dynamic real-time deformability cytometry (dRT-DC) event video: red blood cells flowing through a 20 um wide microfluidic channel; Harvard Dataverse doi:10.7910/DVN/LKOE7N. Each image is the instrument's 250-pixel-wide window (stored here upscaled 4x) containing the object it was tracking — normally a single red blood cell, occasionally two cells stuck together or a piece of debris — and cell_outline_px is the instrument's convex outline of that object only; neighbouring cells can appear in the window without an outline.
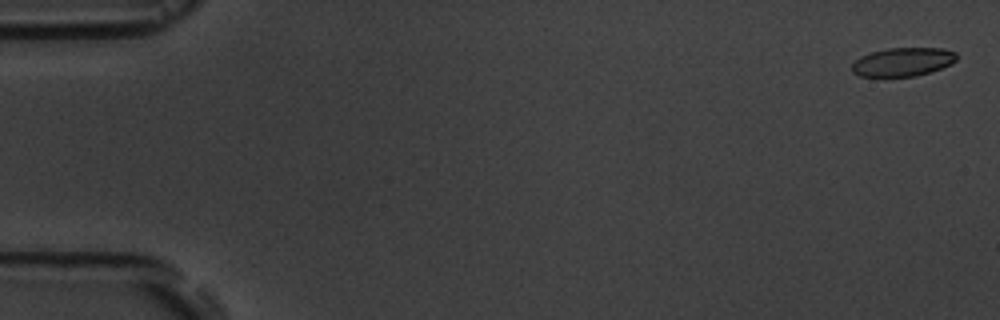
{"species": "common noctule bat (a hibernating species)", "species_latin": "Nyctalus noctula", "temperature_condition": "room temperature", "stored_images_in_passage": 17, "camera_frame_rate_fps": 3000, "um_per_image_px": 0.085, "animal": {"sex": "male", "body_mass_g": 19.5, "forearm_length_mm": 54.6}, "frame": {"image": 1, "passage_image": 1, "time_ms": 0.0, "image_size_px": [1000, 320], "cell_outline_px": [[956, 60], [952, 64], [916, 76], [884, 80], [860, 76], [852, 72], [852, 64], [860, 56], [872, 52], [888, 48], [944, 48], [956, 52]], "centroid_in_image_um": [76.68, 5.31], "position_along_channel_um": 8.3, "area_um2": 18.15}}
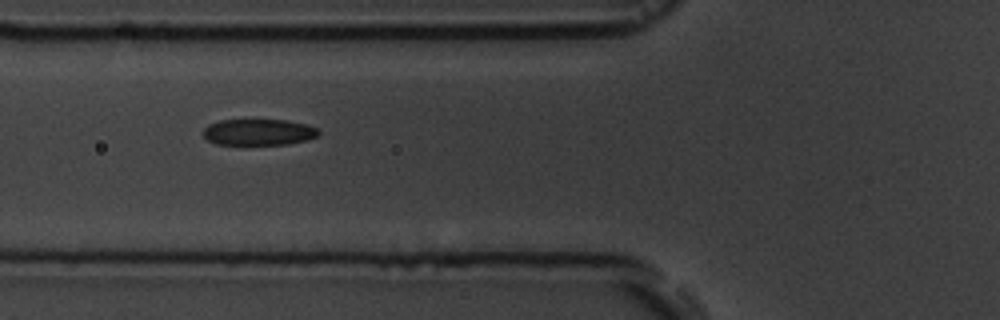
{"frame": {"image": 2, "passage_image": 7, "time_ms": 6.667, "image_size_px": [1000, 320], "cell_outline_px": [[320, 132], [316, 136], [304, 140], [288, 144], [216, 144], [208, 140], [200, 132], [208, 124], [220, 120], [288, 120], [308, 124], [316, 128]], "centroid_in_image_um": [21.94, 11.22], "position_along_channel_um": 103.9, "area_um2": 17.63}}
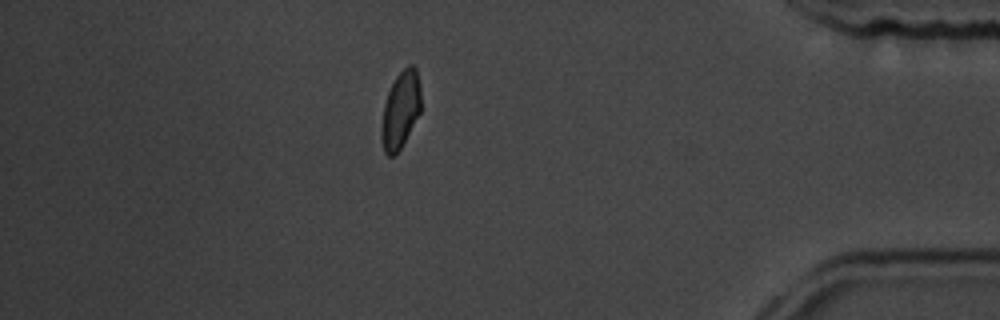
{"frame": {"image": 3, "passage_image": 15, "time_ms": 16.0, "image_size_px": [1000, 320], "cell_outline_px": [[420, 112], [400, 148], [392, 156], [388, 156], [384, 152], [380, 136], [380, 128], [384, 104], [388, 92], [396, 76], [408, 64], [412, 64], [416, 68], [420, 84]], "centroid_in_image_um": [34.03, 9.32], "position_along_channel_um": 401.2, "area_um2": 17.63}, "authors_computed_cell_mechanics": {"area_um2": 18.207, "velocity_mm_per_s": 3.6182, "shape_relaxation_time_tau1_ms": 1.3616, "shape_relaxation_time_tau2_ms": 1.254, "deformation_change_tau1": 0.0916, "deformation_change_tau2": 0.0663}}